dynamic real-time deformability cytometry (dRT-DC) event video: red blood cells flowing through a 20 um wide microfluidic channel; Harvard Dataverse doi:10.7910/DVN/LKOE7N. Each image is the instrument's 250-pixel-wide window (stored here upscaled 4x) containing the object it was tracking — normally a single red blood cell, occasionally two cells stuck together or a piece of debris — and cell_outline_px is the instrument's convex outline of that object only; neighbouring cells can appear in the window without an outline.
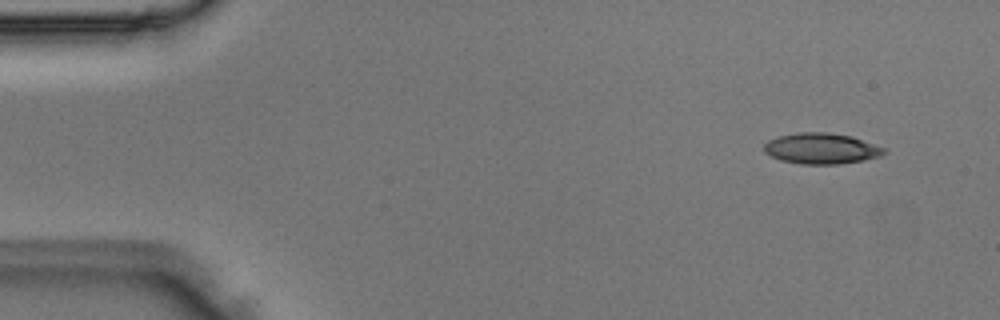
{"species": "Egyptian fruit bat (a non-hibernating species)", "species_latin": "Rousettus aegyptiacus", "temperature_condition": "room temperature", "stored_images_in_passage": 4, "camera_frame_rate_fps": 3000, "um_per_image_px": 0.085, "animal": {"sex": "male"}, "frame": {"image": 1, "passage_image": 2, "time_ms": 0.333, "image_size_px": [1000, 320], "cell_outline_px": [[888, 152], [880, 156], [864, 160], [840, 164], [800, 164], [780, 160], [764, 152], [764, 144], [768, 140], [780, 136], [800, 132], [828, 132], [852, 136], [888, 148]], "centroid_in_image_um": [69.87, 12.62], "position_along_channel_um": 15.1, "area_um2": 21.79}}